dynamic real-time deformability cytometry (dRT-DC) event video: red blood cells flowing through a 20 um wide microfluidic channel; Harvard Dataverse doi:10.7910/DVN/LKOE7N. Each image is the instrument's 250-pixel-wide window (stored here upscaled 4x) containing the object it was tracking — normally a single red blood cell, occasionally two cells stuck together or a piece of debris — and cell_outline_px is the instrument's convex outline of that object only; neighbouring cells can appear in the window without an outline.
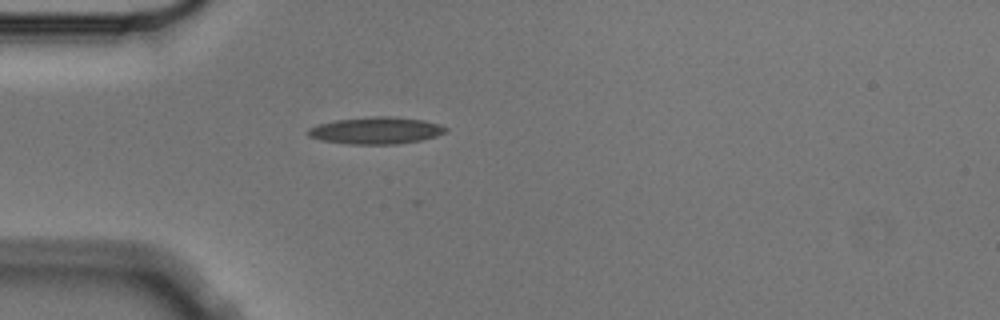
{"species": "Egyptian fruit bat (a non-hibernating species)", "species_latin": "Rousettus aegyptiacus", "temperature_condition": "cold", "stored_images_in_passage": 5, "camera_frame_rate_fps": 3000, "um_per_image_px": 0.085, "animal": {"sex": "male"}, "frame": {"image": 1, "passage_image": 5, "time_ms": 1.333, "image_size_px": [1000, 320], "cell_outline_px": [[448, 132], [436, 136], [420, 140], [396, 144], [348, 144], [320, 140], [308, 136], [308, 128], [320, 124], [336, 120], [376, 116], [392, 116], [424, 120], [440, 124], [448, 128]], "centroid_in_image_um": [31.99, 11.09], "position_along_channel_um": 53.0, "area_um2": 21.62}}